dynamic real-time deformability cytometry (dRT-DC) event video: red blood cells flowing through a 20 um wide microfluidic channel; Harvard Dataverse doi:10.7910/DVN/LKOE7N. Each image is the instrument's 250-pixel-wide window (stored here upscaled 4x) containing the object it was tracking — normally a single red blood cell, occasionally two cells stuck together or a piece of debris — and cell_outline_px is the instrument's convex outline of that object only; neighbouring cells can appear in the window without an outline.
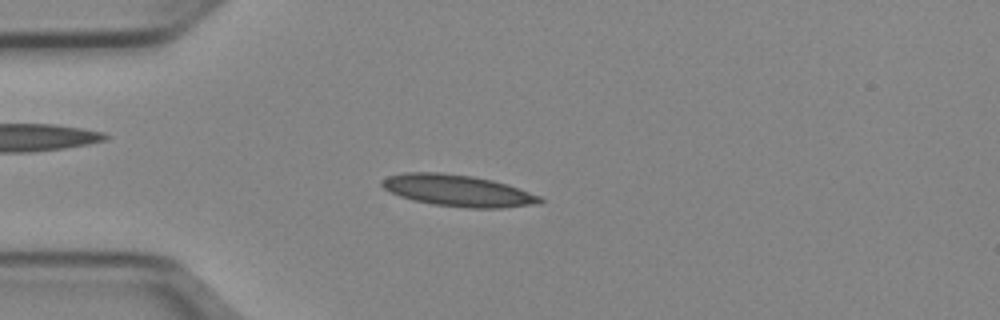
{"species": "Egyptian fruit bat (a non-hibernating species)", "species_latin": "Rousettus aegyptiacus", "temperature_condition": "cold", "stored_images_in_passage": 50, "camera_frame_rate_fps": 3000, "um_per_image_px": 0.085, "animal": {"sex": "female"}, "frame": {"image": 1, "passage_image": 12, "time_ms": 3.667, "image_size_px": [1000, 320], "cell_outline_px": [[544, 200], [540, 204], [500, 208], [468, 208], [432, 204], [412, 200], [400, 196], [384, 188], [380, 184], [380, 180], [388, 176], [404, 172], [440, 172], [472, 176], [492, 180], [508, 184], [540, 196]], "centroid_in_image_um": [38.92, 16.2], "position_along_channel_um": 46.1, "area_um2": 29.19}}
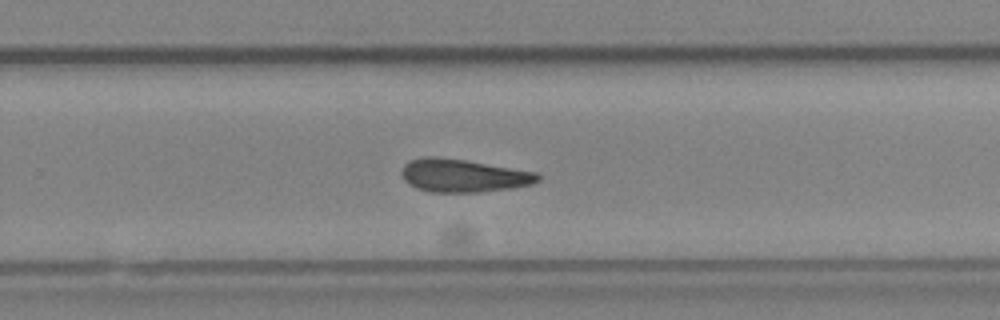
{"frame": {"image": 2, "passage_image": 32, "time_ms": 10.333, "image_size_px": [1000, 320], "cell_outline_px": [[540, 180], [532, 184], [508, 188], [476, 192], [432, 192], [416, 188], [408, 184], [404, 180], [400, 172], [404, 164], [408, 160], [424, 156], [436, 156], [464, 160], [536, 172], [540, 176]], "centroid_in_image_um": [39.31, 14.92], "position_along_channel_um": 290.5, "area_um2": 26.13}}
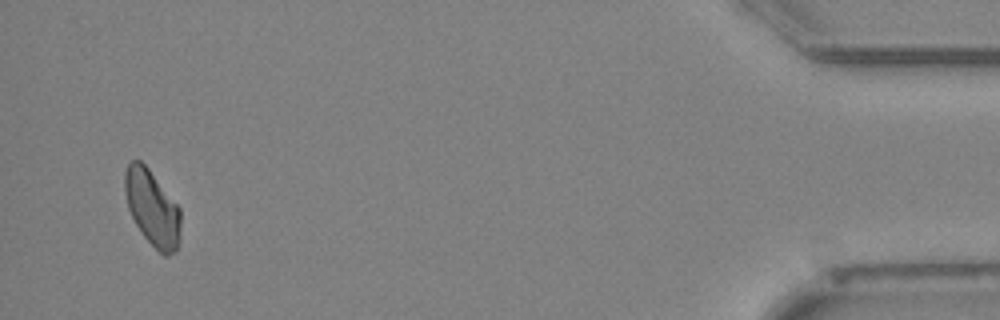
{"frame": {"image": 3, "passage_image": 48, "time_ms": 15.667, "image_size_px": [1000, 320], "cell_outline_px": [[180, 236], [176, 252], [168, 256], [164, 256], [144, 236], [136, 224], [128, 208], [124, 188], [124, 172], [128, 164], [132, 160], [140, 160], [148, 168], [180, 208]], "centroid_in_image_um": [12.94, 17.68], "position_along_channel_um": 422.3, "area_um2": 24.45}, "authors_computed_cell_mechanics": {"area_um2": 26.2701, "velocity_mm_per_s": 3.9461, "shape_relaxation_time_tau1_ms": null, "shape_relaxation_time_tau2_ms": 7.7843, "deformation_change_tau1": null, "deformation_change_tau2": 0.1867}}